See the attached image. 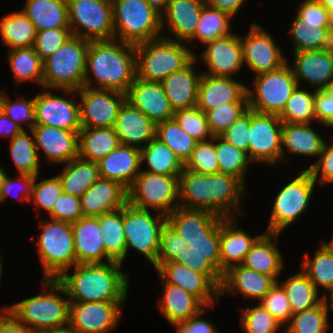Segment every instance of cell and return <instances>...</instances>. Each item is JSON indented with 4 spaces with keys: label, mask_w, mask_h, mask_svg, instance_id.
Listing matches in <instances>:
<instances>
[{
    "label": "cell",
    "mask_w": 333,
    "mask_h": 333,
    "mask_svg": "<svg viewBox=\"0 0 333 333\" xmlns=\"http://www.w3.org/2000/svg\"><path fill=\"white\" fill-rule=\"evenodd\" d=\"M244 189V184L232 175H206L183 168L179 175V207L208 210L223 218L236 217L237 211L242 213L239 200Z\"/></svg>",
    "instance_id": "1"
},
{
    "label": "cell",
    "mask_w": 333,
    "mask_h": 333,
    "mask_svg": "<svg viewBox=\"0 0 333 333\" xmlns=\"http://www.w3.org/2000/svg\"><path fill=\"white\" fill-rule=\"evenodd\" d=\"M135 45L122 41H90L86 56L84 86L92 85V73L98 89L126 93L137 77Z\"/></svg>",
    "instance_id": "2"
},
{
    "label": "cell",
    "mask_w": 333,
    "mask_h": 333,
    "mask_svg": "<svg viewBox=\"0 0 333 333\" xmlns=\"http://www.w3.org/2000/svg\"><path fill=\"white\" fill-rule=\"evenodd\" d=\"M121 263L76 264L75 273L63 272L56 280L64 287L70 302L125 301L128 276Z\"/></svg>",
    "instance_id": "3"
},
{
    "label": "cell",
    "mask_w": 333,
    "mask_h": 333,
    "mask_svg": "<svg viewBox=\"0 0 333 333\" xmlns=\"http://www.w3.org/2000/svg\"><path fill=\"white\" fill-rule=\"evenodd\" d=\"M43 285L50 291L16 302L2 311H9L20 323L38 333L68 328L70 300L58 294L67 295L64 287L56 279H45Z\"/></svg>",
    "instance_id": "4"
},
{
    "label": "cell",
    "mask_w": 333,
    "mask_h": 333,
    "mask_svg": "<svg viewBox=\"0 0 333 333\" xmlns=\"http://www.w3.org/2000/svg\"><path fill=\"white\" fill-rule=\"evenodd\" d=\"M175 38L160 37L135 45L137 78L161 82L185 68L194 58L193 51Z\"/></svg>",
    "instance_id": "5"
},
{
    "label": "cell",
    "mask_w": 333,
    "mask_h": 333,
    "mask_svg": "<svg viewBox=\"0 0 333 333\" xmlns=\"http://www.w3.org/2000/svg\"><path fill=\"white\" fill-rule=\"evenodd\" d=\"M90 40L72 35L43 61V87L72 94L84 86Z\"/></svg>",
    "instance_id": "6"
},
{
    "label": "cell",
    "mask_w": 333,
    "mask_h": 333,
    "mask_svg": "<svg viewBox=\"0 0 333 333\" xmlns=\"http://www.w3.org/2000/svg\"><path fill=\"white\" fill-rule=\"evenodd\" d=\"M111 1L115 40L137 45L162 37L161 14L145 0Z\"/></svg>",
    "instance_id": "7"
},
{
    "label": "cell",
    "mask_w": 333,
    "mask_h": 333,
    "mask_svg": "<svg viewBox=\"0 0 333 333\" xmlns=\"http://www.w3.org/2000/svg\"><path fill=\"white\" fill-rule=\"evenodd\" d=\"M38 239L39 257L44 269V279H57L63 272L77 264L72 225L67 222L43 221Z\"/></svg>",
    "instance_id": "8"
},
{
    "label": "cell",
    "mask_w": 333,
    "mask_h": 333,
    "mask_svg": "<svg viewBox=\"0 0 333 333\" xmlns=\"http://www.w3.org/2000/svg\"><path fill=\"white\" fill-rule=\"evenodd\" d=\"M255 86L254 91L247 87L249 109L279 116L298 83L287 62L275 71L257 74Z\"/></svg>",
    "instance_id": "9"
},
{
    "label": "cell",
    "mask_w": 333,
    "mask_h": 333,
    "mask_svg": "<svg viewBox=\"0 0 333 333\" xmlns=\"http://www.w3.org/2000/svg\"><path fill=\"white\" fill-rule=\"evenodd\" d=\"M179 175L140 171L128 189V202L141 209H153L169 215L179 207ZM177 201V202H176Z\"/></svg>",
    "instance_id": "10"
},
{
    "label": "cell",
    "mask_w": 333,
    "mask_h": 333,
    "mask_svg": "<svg viewBox=\"0 0 333 333\" xmlns=\"http://www.w3.org/2000/svg\"><path fill=\"white\" fill-rule=\"evenodd\" d=\"M166 215L158 212L151 216L149 210L131 205L129 202L123 207V231L126 238V254L129 248L136 249L153 265L157 264L160 237Z\"/></svg>",
    "instance_id": "11"
},
{
    "label": "cell",
    "mask_w": 333,
    "mask_h": 333,
    "mask_svg": "<svg viewBox=\"0 0 333 333\" xmlns=\"http://www.w3.org/2000/svg\"><path fill=\"white\" fill-rule=\"evenodd\" d=\"M67 4L69 27L74 36L90 41L114 39L111 0H67Z\"/></svg>",
    "instance_id": "12"
},
{
    "label": "cell",
    "mask_w": 333,
    "mask_h": 333,
    "mask_svg": "<svg viewBox=\"0 0 333 333\" xmlns=\"http://www.w3.org/2000/svg\"><path fill=\"white\" fill-rule=\"evenodd\" d=\"M315 185L316 182L307 169L286 184L275 197L269 225L265 232L280 234L305 212Z\"/></svg>",
    "instance_id": "13"
},
{
    "label": "cell",
    "mask_w": 333,
    "mask_h": 333,
    "mask_svg": "<svg viewBox=\"0 0 333 333\" xmlns=\"http://www.w3.org/2000/svg\"><path fill=\"white\" fill-rule=\"evenodd\" d=\"M83 86L77 90L81 104L80 123L82 128L113 127L120 106L126 100V94L112 89H95Z\"/></svg>",
    "instance_id": "14"
},
{
    "label": "cell",
    "mask_w": 333,
    "mask_h": 333,
    "mask_svg": "<svg viewBox=\"0 0 333 333\" xmlns=\"http://www.w3.org/2000/svg\"><path fill=\"white\" fill-rule=\"evenodd\" d=\"M282 125L278 115L251 110L249 159L252 163L261 161L275 165L282 160Z\"/></svg>",
    "instance_id": "15"
},
{
    "label": "cell",
    "mask_w": 333,
    "mask_h": 333,
    "mask_svg": "<svg viewBox=\"0 0 333 333\" xmlns=\"http://www.w3.org/2000/svg\"><path fill=\"white\" fill-rule=\"evenodd\" d=\"M124 301L70 302L69 328L77 333H108L121 318Z\"/></svg>",
    "instance_id": "16"
},
{
    "label": "cell",
    "mask_w": 333,
    "mask_h": 333,
    "mask_svg": "<svg viewBox=\"0 0 333 333\" xmlns=\"http://www.w3.org/2000/svg\"><path fill=\"white\" fill-rule=\"evenodd\" d=\"M243 63L255 72V75L275 71L287 63L281 48L261 26L252 24L247 35L240 37Z\"/></svg>",
    "instance_id": "17"
},
{
    "label": "cell",
    "mask_w": 333,
    "mask_h": 333,
    "mask_svg": "<svg viewBox=\"0 0 333 333\" xmlns=\"http://www.w3.org/2000/svg\"><path fill=\"white\" fill-rule=\"evenodd\" d=\"M162 283L181 287L196 296L205 306H214V299L219 301L220 289L204 274L191 270L177 262H157L154 267ZM215 297V298H214Z\"/></svg>",
    "instance_id": "18"
},
{
    "label": "cell",
    "mask_w": 333,
    "mask_h": 333,
    "mask_svg": "<svg viewBox=\"0 0 333 333\" xmlns=\"http://www.w3.org/2000/svg\"><path fill=\"white\" fill-rule=\"evenodd\" d=\"M44 91L35 95V125H46L63 130L79 132L80 123L79 104Z\"/></svg>",
    "instance_id": "19"
},
{
    "label": "cell",
    "mask_w": 333,
    "mask_h": 333,
    "mask_svg": "<svg viewBox=\"0 0 333 333\" xmlns=\"http://www.w3.org/2000/svg\"><path fill=\"white\" fill-rule=\"evenodd\" d=\"M125 94L126 101L156 125L174 118L175 112L161 82H147L136 77Z\"/></svg>",
    "instance_id": "20"
},
{
    "label": "cell",
    "mask_w": 333,
    "mask_h": 333,
    "mask_svg": "<svg viewBox=\"0 0 333 333\" xmlns=\"http://www.w3.org/2000/svg\"><path fill=\"white\" fill-rule=\"evenodd\" d=\"M127 203L128 189L117 181L102 177H99L80 197L84 217H98L119 210Z\"/></svg>",
    "instance_id": "21"
},
{
    "label": "cell",
    "mask_w": 333,
    "mask_h": 333,
    "mask_svg": "<svg viewBox=\"0 0 333 333\" xmlns=\"http://www.w3.org/2000/svg\"><path fill=\"white\" fill-rule=\"evenodd\" d=\"M294 56V66L291 69L298 86L301 78L317 90L333 87V47L294 52Z\"/></svg>",
    "instance_id": "22"
},
{
    "label": "cell",
    "mask_w": 333,
    "mask_h": 333,
    "mask_svg": "<svg viewBox=\"0 0 333 333\" xmlns=\"http://www.w3.org/2000/svg\"><path fill=\"white\" fill-rule=\"evenodd\" d=\"M229 103H248L247 86L232 77L202 73L196 106L206 112Z\"/></svg>",
    "instance_id": "23"
},
{
    "label": "cell",
    "mask_w": 333,
    "mask_h": 333,
    "mask_svg": "<svg viewBox=\"0 0 333 333\" xmlns=\"http://www.w3.org/2000/svg\"><path fill=\"white\" fill-rule=\"evenodd\" d=\"M30 131L37 152L41 149L48 163H68L78 156L79 132L46 125H35Z\"/></svg>",
    "instance_id": "24"
},
{
    "label": "cell",
    "mask_w": 333,
    "mask_h": 333,
    "mask_svg": "<svg viewBox=\"0 0 333 333\" xmlns=\"http://www.w3.org/2000/svg\"><path fill=\"white\" fill-rule=\"evenodd\" d=\"M206 44L208 46L202 53V59L208 66V72L204 74L233 77L241 69L243 54L240 35L231 33Z\"/></svg>",
    "instance_id": "25"
},
{
    "label": "cell",
    "mask_w": 333,
    "mask_h": 333,
    "mask_svg": "<svg viewBox=\"0 0 333 333\" xmlns=\"http://www.w3.org/2000/svg\"><path fill=\"white\" fill-rule=\"evenodd\" d=\"M113 129L121 145L138 149L142 148L140 144L156 138V124L126 100L120 106Z\"/></svg>",
    "instance_id": "26"
},
{
    "label": "cell",
    "mask_w": 333,
    "mask_h": 333,
    "mask_svg": "<svg viewBox=\"0 0 333 333\" xmlns=\"http://www.w3.org/2000/svg\"><path fill=\"white\" fill-rule=\"evenodd\" d=\"M274 275H264L243 265L231 267L223 274L220 296L240 292L244 298L261 300L276 284Z\"/></svg>",
    "instance_id": "27"
},
{
    "label": "cell",
    "mask_w": 333,
    "mask_h": 333,
    "mask_svg": "<svg viewBox=\"0 0 333 333\" xmlns=\"http://www.w3.org/2000/svg\"><path fill=\"white\" fill-rule=\"evenodd\" d=\"M77 264L103 263L113 261L105 252L103 236L97 217L82 216L72 223Z\"/></svg>",
    "instance_id": "28"
},
{
    "label": "cell",
    "mask_w": 333,
    "mask_h": 333,
    "mask_svg": "<svg viewBox=\"0 0 333 333\" xmlns=\"http://www.w3.org/2000/svg\"><path fill=\"white\" fill-rule=\"evenodd\" d=\"M97 163L100 177L129 189L141 171L140 149L120 144Z\"/></svg>",
    "instance_id": "29"
},
{
    "label": "cell",
    "mask_w": 333,
    "mask_h": 333,
    "mask_svg": "<svg viewBox=\"0 0 333 333\" xmlns=\"http://www.w3.org/2000/svg\"><path fill=\"white\" fill-rule=\"evenodd\" d=\"M237 217L224 218L220 223V272L222 275L231 267L242 264L256 240L241 228H237ZM236 224V225H235Z\"/></svg>",
    "instance_id": "30"
},
{
    "label": "cell",
    "mask_w": 333,
    "mask_h": 333,
    "mask_svg": "<svg viewBox=\"0 0 333 333\" xmlns=\"http://www.w3.org/2000/svg\"><path fill=\"white\" fill-rule=\"evenodd\" d=\"M205 4V0H170L161 14L162 29L167 24L176 41L187 42L195 34Z\"/></svg>",
    "instance_id": "31"
},
{
    "label": "cell",
    "mask_w": 333,
    "mask_h": 333,
    "mask_svg": "<svg viewBox=\"0 0 333 333\" xmlns=\"http://www.w3.org/2000/svg\"><path fill=\"white\" fill-rule=\"evenodd\" d=\"M195 61H197L196 56L185 68L170 74L161 81L174 112L196 106L202 74L194 71Z\"/></svg>",
    "instance_id": "32"
},
{
    "label": "cell",
    "mask_w": 333,
    "mask_h": 333,
    "mask_svg": "<svg viewBox=\"0 0 333 333\" xmlns=\"http://www.w3.org/2000/svg\"><path fill=\"white\" fill-rule=\"evenodd\" d=\"M224 218L208 210L175 208L166 216V223L183 239L205 238Z\"/></svg>",
    "instance_id": "33"
},
{
    "label": "cell",
    "mask_w": 333,
    "mask_h": 333,
    "mask_svg": "<svg viewBox=\"0 0 333 333\" xmlns=\"http://www.w3.org/2000/svg\"><path fill=\"white\" fill-rule=\"evenodd\" d=\"M163 299L158 306L164 318L172 325L187 321L206 306L194 295L179 286L162 283Z\"/></svg>",
    "instance_id": "34"
},
{
    "label": "cell",
    "mask_w": 333,
    "mask_h": 333,
    "mask_svg": "<svg viewBox=\"0 0 333 333\" xmlns=\"http://www.w3.org/2000/svg\"><path fill=\"white\" fill-rule=\"evenodd\" d=\"M278 235L270 232L262 234L246 254L241 265L260 274L274 275L277 278L284 267L282 255L272 241V239L277 241Z\"/></svg>",
    "instance_id": "35"
},
{
    "label": "cell",
    "mask_w": 333,
    "mask_h": 333,
    "mask_svg": "<svg viewBox=\"0 0 333 333\" xmlns=\"http://www.w3.org/2000/svg\"><path fill=\"white\" fill-rule=\"evenodd\" d=\"M310 123H283L282 125V159L285 155L284 147L292 154L305 156H318L322 152L326 142L313 128Z\"/></svg>",
    "instance_id": "36"
},
{
    "label": "cell",
    "mask_w": 333,
    "mask_h": 333,
    "mask_svg": "<svg viewBox=\"0 0 333 333\" xmlns=\"http://www.w3.org/2000/svg\"><path fill=\"white\" fill-rule=\"evenodd\" d=\"M22 11L37 32L50 28H70L67 0H27Z\"/></svg>",
    "instance_id": "37"
},
{
    "label": "cell",
    "mask_w": 333,
    "mask_h": 333,
    "mask_svg": "<svg viewBox=\"0 0 333 333\" xmlns=\"http://www.w3.org/2000/svg\"><path fill=\"white\" fill-rule=\"evenodd\" d=\"M290 33L293 37L294 52L333 47L330 22L306 21L297 15L290 27Z\"/></svg>",
    "instance_id": "38"
},
{
    "label": "cell",
    "mask_w": 333,
    "mask_h": 333,
    "mask_svg": "<svg viewBox=\"0 0 333 333\" xmlns=\"http://www.w3.org/2000/svg\"><path fill=\"white\" fill-rule=\"evenodd\" d=\"M58 174L63 192L81 197L100 177L97 162L77 156L66 164Z\"/></svg>",
    "instance_id": "39"
},
{
    "label": "cell",
    "mask_w": 333,
    "mask_h": 333,
    "mask_svg": "<svg viewBox=\"0 0 333 333\" xmlns=\"http://www.w3.org/2000/svg\"><path fill=\"white\" fill-rule=\"evenodd\" d=\"M119 145L120 142L113 127L82 128L79 131L78 156L98 162Z\"/></svg>",
    "instance_id": "40"
},
{
    "label": "cell",
    "mask_w": 333,
    "mask_h": 333,
    "mask_svg": "<svg viewBox=\"0 0 333 333\" xmlns=\"http://www.w3.org/2000/svg\"><path fill=\"white\" fill-rule=\"evenodd\" d=\"M36 33L34 24L23 11L11 12L1 18L0 34L9 50L33 47Z\"/></svg>",
    "instance_id": "41"
},
{
    "label": "cell",
    "mask_w": 333,
    "mask_h": 333,
    "mask_svg": "<svg viewBox=\"0 0 333 333\" xmlns=\"http://www.w3.org/2000/svg\"><path fill=\"white\" fill-rule=\"evenodd\" d=\"M140 160L141 165L146 161L149 166V169L141 171L154 174L180 175L184 168V165L172 150L157 138L143 145L140 149Z\"/></svg>",
    "instance_id": "42"
},
{
    "label": "cell",
    "mask_w": 333,
    "mask_h": 333,
    "mask_svg": "<svg viewBox=\"0 0 333 333\" xmlns=\"http://www.w3.org/2000/svg\"><path fill=\"white\" fill-rule=\"evenodd\" d=\"M106 254L123 264L126 256V238L123 231V208L97 217Z\"/></svg>",
    "instance_id": "43"
},
{
    "label": "cell",
    "mask_w": 333,
    "mask_h": 333,
    "mask_svg": "<svg viewBox=\"0 0 333 333\" xmlns=\"http://www.w3.org/2000/svg\"><path fill=\"white\" fill-rule=\"evenodd\" d=\"M301 266L302 271L318 290V286L327 289L330 295L333 293V244L322 242L320 248L315 251L311 260L308 254Z\"/></svg>",
    "instance_id": "44"
},
{
    "label": "cell",
    "mask_w": 333,
    "mask_h": 333,
    "mask_svg": "<svg viewBox=\"0 0 333 333\" xmlns=\"http://www.w3.org/2000/svg\"><path fill=\"white\" fill-rule=\"evenodd\" d=\"M280 285L286 293L292 314L310 309L327 297L326 294L318 297V290L303 271L289 277Z\"/></svg>",
    "instance_id": "45"
},
{
    "label": "cell",
    "mask_w": 333,
    "mask_h": 333,
    "mask_svg": "<svg viewBox=\"0 0 333 333\" xmlns=\"http://www.w3.org/2000/svg\"><path fill=\"white\" fill-rule=\"evenodd\" d=\"M8 53L16 84L32 80L43 86V60L34 47L9 50Z\"/></svg>",
    "instance_id": "46"
},
{
    "label": "cell",
    "mask_w": 333,
    "mask_h": 333,
    "mask_svg": "<svg viewBox=\"0 0 333 333\" xmlns=\"http://www.w3.org/2000/svg\"><path fill=\"white\" fill-rule=\"evenodd\" d=\"M230 18L228 13L219 9L204 5L200 20L195 29V34L187 41L191 42L199 39L201 43H208L215 39L228 36L230 31Z\"/></svg>",
    "instance_id": "47"
},
{
    "label": "cell",
    "mask_w": 333,
    "mask_h": 333,
    "mask_svg": "<svg viewBox=\"0 0 333 333\" xmlns=\"http://www.w3.org/2000/svg\"><path fill=\"white\" fill-rule=\"evenodd\" d=\"M156 138L166 144L183 165L198 142L187 134L174 118L156 125Z\"/></svg>",
    "instance_id": "48"
},
{
    "label": "cell",
    "mask_w": 333,
    "mask_h": 333,
    "mask_svg": "<svg viewBox=\"0 0 333 333\" xmlns=\"http://www.w3.org/2000/svg\"><path fill=\"white\" fill-rule=\"evenodd\" d=\"M219 172L238 178L245 185L247 166L251 163L247 152L230 144L222 136H214Z\"/></svg>",
    "instance_id": "49"
},
{
    "label": "cell",
    "mask_w": 333,
    "mask_h": 333,
    "mask_svg": "<svg viewBox=\"0 0 333 333\" xmlns=\"http://www.w3.org/2000/svg\"><path fill=\"white\" fill-rule=\"evenodd\" d=\"M328 297L314 307L292 315L284 333H326L328 323Z\"/></svg>",
    "instance_id": "50"
},
{
    "label": "cell",
    "mask_w": 333,
    "mask_h": 333,
    "mask_svg": "<svg viewBox=\"0 0 333 333\" xmlns=\"http://www.w3.org/2000/svg\"><path fill=\"white\" fill-rule=\"evenodd\" d=\"M31 134L32 136L29 137L27 130H22L12 138L10 153L20 174L38 176L40 156L36 149L32 131Z\"/></svg>",
    "instance_id": "51"
},
{
    "label": "cell",
    "mask_w": 333,
    "mask_h": 333,
    "mask_svg": "<svg viewBox=\"0 0 333 333\" xmlns=\"http://www.w3.org/2000/svg\"><path fill=\"white\" fill-rule=\"evenodd\" d=\"M315 95L316 90L310 93L297 86L279 115L281 121L283 123H311L313 119L316 120Z\"/></svg>",
    "instance_id": "52"
},
{
    "label": "cell",
    "mask_w": 333,
    "mask_h": 333,
    "mask_svg": "<svg viewBox=\"0 0 333 333\" xmlns=\"http://www.w3.org/2000/svg\"><path fill=\"white\" fill-rule=\"evenodd\" d=\"M248 110V103H229L206 111V118L213 137L222 136Z\"/></svg>",
    "instance_id": "53"
},
{
    "label": "cell",
    "mask_w": 333,
    "mask_h": 333,
    "mask_svg": "<svg viewBox=\"0 0 333 333\" xmlns=\"http://www.w3.org/2000/svg\"><path fill=\"white\" fill-rule=\"evenodd\" d=\"M209 139L210 141L197 142L190 158L184 164V169L206 175L219 173L214 137Z\"/></svg>",
    "instance_id": "54"
},
{
    "label": "cell",
    "mask_w": 333,
    "mask_h": 333,
    "mask_svg": "<svg viewBox=\"0 0 333 333\" xmlns=\"http://www.w3.org/2000/svg\"><path fill=\"white\" fill-rule=\"evenodd\" d=\"M174 119L187 134L198 142L206 141L208 136L213 138L206 114L197 106L176 110Z\"/></svg>",
    "instance_id": "55"
},
{
    "label": "cell",
    "mask_w": 333,
    "mask_h": 333,
    "mask_svg": "<svg viewBox=\"0 0 333 333\" xmlns=\"http://www.w3.org/2000/svg\"><path fill=\"white\" fill-rule=\"evenodd\" d=\"M241 310L243 313L240 321L246 333H276L281 325L280 322L260 304L252 308Z\"/></svg>",
    "instance_id": "56"
},
{
    "label": "cell",
    "mask_w": 333,
    "mask_h": 333,
    "mask_svg": "<svg viewBox=\"0 0 333 333\" xmlns=\"http://www.w3.org/2000/svg\"><path fill=\"white\" fill-rule=\"evenodd\" d=\"M37 176H35L30 200L34 199L37 209L42 207L50 213L54 207L55 202L63 193L62 185L57 176L46 178L36 183Z\"/></svg>",
    "instance_id": "57"
},
{
    "label": "cell",
    "mask_w": 333,
    "mask_h": 333,
    "mask_svg": "<svg viewBox=\"0 0 333 333\" xmlns=\"http://www.w3.org/2000/svg\"><path fill=\"white\" fill-rule=\"evenodd\" d=\"M189 247L187 242L167 223L163 226L157 262H177Z\"/></svg>",
    "instance_id": "58"
},
{
    "label": "cell",
    "mask_w": 333,
    "mask_h": 333,
    "mask_svg": "<svg viewBox=\"0 0 333 333\" xmlns=\"http://www.w3.org/2000/svg\"><path fill=\"white\" fill-rule=\"evenodd\" d=\"M70 28H50L36 33L35 52L44 61L59 49L71 36Z\"/></svg>",
    "instance_id": "59"
},
{
    "label": "cell",
    "mask_w": 333,
    "mask_h": 333,
    "mask_svg": "<svg viewBox=\"0 0 333 333\" xmlns=\"http://www.w3.org/2000/svg\"><path fill=\"white\" fill-rule=\"evenodd\" d=\"M259 304L272 316H274L282 325L286 322H289L293 315L286 293L279 283H277L260 300Z\"/></svg>",
    "instance_id": "60"
},
{
    "label": "cell",
    "mask_w": 333,
    "mask_h": 333,
    "mask_svg": "<svg viewBox=\"0 0 333 333\" xmlns=\"http://www.w3.org/2000/svg\"><path fill=\"white\" fill-rule=\"evenodd\" d=\"M2 112L23 130H25V128L20 122H27L26 125H28L27 127H29L30 130L35 126L34 97L29 100L24 97L20 99L17 98L15 102H12L9 97L5 95Z\"/></svg>",
    "instance_id": "61"
},
{
    "label": "cell",
    "mask_w": 333,
    "mask_h": 333,
    "mask_svg": "<svg viewBox=\"0 0 333 333\" xmlns=\"http://www.w3.org/2000/svg\"><path fill=\"white\" fill-rule=\"evenodd\" d=\"M177 263L185 265L197 273L206 275L219 289L221 288L222 273L203 255L195 253L192 247H186L183 259H177Z\"/></svg>",
    "instance_id": "62"
},
{
    "label": "cell",
    "mask_w": 333,
    "mask_h": 333,
    "mask_svg": "<svg viewBox=\"0 0 333 333\" xmlns=\"http://www.w3.org/2000/svg\"><path fill=\"white\" fill-rule=\"evenodd\" d=\"M184 240L195 253L203 255L220 271V225L205 238Z\"/></svg>",
    "instance_id": "63"
},
{
    "label": "cell",
    "mask_w": 333,
    "mask_h": 333,
    "mask_svg": "<svg viewBox=\"0 0 333 333\" xmlns=\"http://www.w3.org/2000/svg\"><path fill=\"white\" fill-rule=\"evenodd\" d=\"M49 215L52 220L67 222L70 224L76 222L83 216L80 197L63 192L55 202Z\"/></svg>",
    "instance_id": "64"
},
{
    "label": "cell",
    "mask_w": 333,
    "mask_h": 333,
    "mask_svg": "<svg viewBox=\"0 0 333 333\" xmlns=\"http://www.w3.org/2000/svg\"><path fill=\"white\" fill-rule=\"evenodd\" d=\"M251 127V110L238 118L222 135V137L235 147L247 152L249 157V135Z\"/></svg>",
    "instance_id": "65"
},
{
    "label": "cell",
    "mask_w": 333,
    "mask_h": 333,
    "mask_svg": "<svg viewBox=\"0 0 333 333\" xmlns=\"http://www.w3.org/2000/svg\"><path fill=\"white\" fill-rule=\"evenodd\" d=\"M331 141V145H328L327 142L324 143L318 160L307 168L315 182L320 176V180L318 181L321 182L318 183H320L321 186L326 185V183L333 182V139Z\"/></svg>",
    "instance_id": "66"
},
{
    "label": "cell",
    "mask_w": 333,
    "mask_h": 333,
    "mask_svg": "<svg viewBox=\"0 0 333 333\" xmlns=\"http://www.w3.org/2000/svg\"><path fill=\"white\" fill-rule=\"evenodd\" d=\"M316 120L324 126L333 127V87L316 90L315 95Z\"/></svg>",
    "instance_id": "67"
},
{
    "label": "cell",
    "mask_w": 333,
    "mask_h": 333,
    "mask_svg": "<svg viewBox=\"0 0 333 333\" xmlns=\"http://www.w3.org/2000/svg\"><path fill=\"white\" fill-rule=\"evenodd\" d=\"M34 179L35 176L31 174H20L18 180L16 179L17 183L21 184L22 186L19 189V191L22 193L21 197H19L20 201H30ZM15 185L16 182L13 181V179L9 178V176H7L4 181V186L0 195V202H3V200H5L6 197L12 193Z\"/></svg>",
    "instance_id": "68"
},
{
    "label": "cell",
    "mask_w": 333,
    "mask_h": 333,
    "mask_svg": "<svg viewBox=\"0 0 333 333\" xmlns=\"http://www.w3.org/2000/svg\"><path fill=\"white\" fill-rule=\"evenodd\" d=\"M297 15L306 21L330 22L329 12L318 0H305L299 6Z\"/></svg>",
    "instance_id": "69"
},
{
    "label": "cell",
    "mask_w": 333,
    "mask_h": 333,
    "mask_svg": "<svg viewBox=\"0 0 333 333\" xmlns=\"http://www.w3.org/2000/svg\"><path fill=\"white\" fill-rule=\"evenodd\" d=\"M206 308L193 317H190L187 321L174 325L177 333H219L211 322L198 318L206 311Z\"/></svg>",
    "instance_id": "70"
},
{
    "label": "cell",
    "mask_w": 333,
    "mask_h": 333,
    "mask_svg": "<svg viewBox=\"0 0 333 333\" xmlns=\"http://www.w3.org/2000/svg\"><path fill=\"white\" fill-rule=\"evenodd\" d=\"M0 333H38L36 330L20 323L9 311L0 314Z\"/></svg>",
    "instance_id": "71"
},
{
    "label": "cell",
    "mask_w": 333,
    "mask_h": 333,
    "mask_svg": "<svg viewBox=\"0 0 333 333\" xmlns=\"http://www.w3.org/2000/svg\"><path fill=\"white\" fill-rule=\"evenodd\" d=\"M210 7L219 9L233 17L245 0H205Z\"/></svg>",
    "instance_id": "72"
},
{
    "label": "cell",
    "mask_w": 333,
    "mask_h": 333,
    "mask_svg": "<svg viewBox=\"0 0 333 333\" xmlns=\"http://www.w3.org/2000/svg\"><path fill=\"white\" fill-rule=\"evenodd\" d=\"M23 129L8 118L4 112L0 113V134L6 137L14 138Z\"/></svg>",
    "instance_id": "73"
},
{
    "label": "cell",
    "mask_w": 333,
    "mask_h": 333,
    "mask_svg": "<svg viewBox=\"0 0 333 333\" xmlns=\"http://www.w3.org/2000/svg\"><path fill=\"white\" fill-rule=\"evenodd\" d=\"M151 7H153L156 11L162 14L170 0H145Z\"/></svg>",
    "instance_id": "74"
},
{
    "label": "cell",
    "mask_w": 333,
    "mask_h": 333,
    "mask_svg": "<svg viewBox=\"0 0 333 333\" xmlns=\"http://www.w3.org/2000/svg\"><path fill=\"white\" fill-rule=\"evenodd\" d=\"M322 6L329 12H333V0H318Z\"/></svg>",
    "instance_id": "75"
},
{
    "label": "cell",
    "mask_w": 333,
    "mask_h": 333,
    "mask_svg": "<svg viewBox=\"0 0 333 333\" xmlns=\"http://www.w3.org/2000/svg\"><path fill=\"white\" fill-rule=\"evenodd\" d=\"M7 177V174H5L4 168L0 166V195L4 186V181Z\"/></svg>",
    "instance_id": "76"
},
{
    "label": "cell",
    "mask_w": 333,
    "mask_h": 333,
    "mask_svg": "<svg viewBox=\"0 0 333 333\" xmlns=\"http://www.w3.org/2000/svg\"><path fill=\"white\" fill-rule=\"evenodd\" d=\"M48 333H77V332L71 330V329L68 327V328H65V329L56 330V331L48 332Z\"/></svg>",
    "instance_id": "77"
},
{
    "label": "cell",
    "mask_w": 333,
    "mask_h": 333,
    "mask_svg": "<svg viewBox=\"0 0 333 333\" xmlns=\"http://www.w3.org/2000/svg\"><path fill=\"white\" fill-rule=\"evenodd\" d=\"M4 92H0V113L3 110V102H4V98H5V93Z\"/></svg>",
    "instance_id": "78"
},
{
    "label": "cell",
    "mask_w": 333,
    "mask_h": 333,
    "mask_svg": "<svg viewBox=\"0 0 333 333\" xmlns=\"http://www.w3.org/2000/svg\"><path fill=\"white\" fill-rule=\"evenodd\" d=\"M329 17H330V28H331V31L333 33V12H331L329 14Z\"/></svg>",
    "instance_id": "79"
},
{
    "label": "cell",
    "mask_w": 333,
    "mask_h": 333,
    "mask_svg": "<svg viewBox=\"0 0 333 333\" xmlns=\"http://www.w3.org/2000/svg\"><path fill=\"white\" fill-rule=\"evenodd\" d=\"M1 274H2V264H1V261H0V280H1Z\"/></svg>",
    "instance_id": "80"
}]
</instances>
